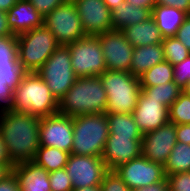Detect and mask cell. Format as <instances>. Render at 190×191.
I'll list each match as a JSON object with an SVG mask.
<instances>
[{
  "label": "cell",
  "instance_id": "7bdbcfd3",
  "mask_svg": "<svg viewBox=\"0 0 190 191\" xmlns=\"http://www.w3.org/2000/svg\"><path fill=\"white\" fill-rule=\"evenodd\" d=\"M133 191H169V185L167 179H165L164 181L151 184L149 186L133 189Z\"/></svg>",
  "mask_w": 190,
  "mask_h": 191
},
{
  "label": "cell",
  "instance_id": "74e56055",
  "mask_svg": "<svg viewBox=\"0 0 190 191\" xmlns=\"http://www.w3.org/2000/svg\"><path fill=\"white\" fill-rule=\"evenodd\" d=\"M175 36L190 52V15L184 19Z\"/></svg>",
  "mask_w": 190,
  "mask_h": 191
},
{
  "label": "cell",
  "instance_id": "8fae6325",
  "mask_svg": "<svg viewBox=\"0 0 190 191\" xmlns=\"http://www.w3.org/2000/svg\"><path fill=\"white\" fill-rule=\"evenodd\" d=\"M40 146L55 147L71 154L73 146V117L55 113L40 118Z\"/></svg>",
  "mask_w": 190,
  "mask_h": 191
},
{
  "label": "cell",
  "instance_id": "f35d334b",
  "mask_svg": "<svg viewBox=\"0 0 190 191\" xmlns=\"http://www.w3.org/2000/svg\"><path fill=\"white\" fill-rule=\"evenodd\" d=\"M156 6H169L190 15V0H156Z\"/></svg>",
  "mask_w": 190,
  "mask_h": 191
},
{
  "label": "cell",
  "instance_id": "f907efd6",
  "mask_svg": "<svg viewBox=\"0 0 190 191\" xmlns=\"http://www.w3.org/2000/svg\"><path fill=\"white\" fill-rule=\"evenodd\" d=\"M183 92L190 95V81L187 83V85L184 87Z\"/></svg>",
  "mask_w": 190,
  "mask_h": 191
},
{
  "label": "cell",
  "instance_id": "d4e9b609",
  "mask_svg": "<svg viewBox=\"0 0 190 191\" xmlns=\"http://www.w3.org/2000/svg\"><path fill=\"white\" fill-rule=\"evenodd\" d=\"M70 153L64 150L40 146L33 159L37 165L42 166L46 171L53 172L66 167Z\"/></svg>",
  "mask_w": 190,
  "mask_h": 191
},
{
  "label": "cell",
  "instance_id": "5b68a950",
  "mask_svg": "<svg viewBox=\"0 0 190 191\" xmlns=\"http://www.w3.org/2000/svg\"><path fill=\"white\" fill-rule=\"evenodd\" d=\"M107 94L106 113L134 112L141 93L140 79L126 71H104L100 76Z\"/></svg>",
  "mask_w": 190,
  "mask_h": 191
},
{
  "label": "cell",
  "instance_id": "e0dca14e",
  "mask_svg": "<svg viewBox=\"0 0 190 191\" xmlns=\"http://www.w3.org/2000/svg\"><path fill=\"white\" fill-rule=\"evenodd\" d=\"M132 115L143 134L156 130L169 122L168 107L159 100L145 97L142 93L139 95Z\"/></svg>",
  "mask_w": 190,
  "mask_h": 191
},
{
  "label": "cell",
  "instance_id": "3957f363",
  "mask_svg": "<svg viewBox=\"0 0 190 191\" xmlns=\"http://www.w3.org/2000/svg\"><path fill=\"white\" fill-rule=\"evenodd\" d=\"M11 110L42 118L58 113V101L36 72H25L14 89Z\"/></svg>",
  "mask_w": 190,
  "mask_h": 191
},
{
  "label": "cell",
  "instance_id": "1f68e13d",
  "mask_svg": "<svg viewBox=\"0 0 190 191\" xmlns=\"http://www.w3.org/2000/svg\"><path fill=\"white\" fill-rule=\"evenodd\" d=\"M162 45L164 59L172 66L182 62L190 54L188 49L176 38V36L164 37Z\"/></svg>",
  "mask_w": 190,
  "mask_h": 191
},
{
  "label": "cell",
  "instance_id": "4dcf8cb0",
  "mask_svg": "<svg viewBox=\"0 0 190 191\" xmlns=\"http://www.w3.org/2000/svg\"><path fill=\"white\" fill-rule=\"evenodd\" d=\"M169 122L175 125L190 124V95L182 92L168 108Z\"/></svg>",
  "mask_w": 190,
  "mask_h": 191
},
{
  "label": "cell",
  "instance_id": "484cf974",
  "mask_svg": "<svg viewBox=\"0 0 190 191\" xmlns=\"http://www.w3.org/2000/svg\"><path fill=\"white\" fill-rule=\"evenodd\" d=\"M164 171L166 176L190 172V144L177 141L164 164Z\"/></svg>",
  "mask_w": 190,
  "mask_h": 191
},
{
  "label": "cell",
  "instance_id": "5bb4252c",
  "mask_svg": "<svg viewBox=\"0 0 190 191\" xmlns=\"http://www.w3.org/2000/svg\"><path fill=\"white\" fill-rule=\"evenodd\" d=\"M142 137L109 134L101 156L107 170H114L121 164L141 156Z\"/></svg>",
  "mask_w": 190,
  "mask_h": 191
},
{
  "label": "cell",
  "instance_id": "8d00e7d4",
  "mask_svg": "<svg viewBox=\"0 0 190 191\" xmlns=\"http://www.w3.org/2000/svg\"><path fill=\"white\" fill-rule=\"evenodd\" d=\"M43 16V18L52 12L56 7L65 3L67 0H27Z\"/></svg>",
  "mask_w": 190,
  "mask_h": 191
},
{
  "label": "cell",
  "instance_id": "bcb514c9",
  "mask_svg": "<svg viewBox=\"0 0 190 191\" xmlns=\"http://www.w3.org/2000/svg\"><path fill=\"white\" fill-rule=\"evenodd\" d=\"M13 167L10 164H0V181L12 173Z\"/></svg>",
  "mask_w": 190,
  "mask_h": 191
},
{
  "label": "cell",
  "instance_id": "c3c4849f",
  "mask_svg": "<svg viewBox=\"0 0 190 191\" xmlns=\"http://www.w3.org/2000/svg\"><path fill=\"white\" fill-rule=\"evenodd\" d=\"M107 7L112 11L122 5L126 0H103Z\"/></svg>",
  "mask_w": 190,
  "mask_h": 191
},
{
  "label": "cell",
  "instance_id": "f1b7e54d",
  "mask_svg": "<svg viewBox=\"0 0 190 191\" xmlns=\"http://www.w3.org/2000/svg\"><path fill=\"white\" fill-rule=\"evenodd\" d=\"M183 90L174 82H167L153 87H141V93L150 99L159 100L164 106L170 107Z\"/></svg>",
  "mask_w": 190,
  "mask_h": 191
},
{
  "label": "cell",
  "instance_id": "ffe728a7",
  "mask_svg": "<svg viewBox=\"0 0 190 191\" xmlns=\"http://www.w3.org/2000/svg\"><path fill=\"white\" fill-rule=\"evenodd\" d=\"M121 32L134 48L160 44L164 38L152 16L145 21L125 27Z\"/></svg>",
  "mask_w": 190,
  "mask_h": 191
},
{
  "label": "cell",
  "instance_id": "8992f818",
  "mask_svg": "<svg viewBox=\"0 0 190 191\" xmlns=\"http://www.w3.org/2000/svg\"><path fill=\"white\" fill-rule=\"evenodd\" d=\"M17 58L25 72H37L60 46L44 25L16 36Z\"/></svg>",
  "mask_w": 190,
  "mask_h": 191
},
{
  "label": "cell",
  "instance_id": "9c48e42d",
  "mask_svg": "<svg viewBox=\"0 0 190 191\" xmlns=\"http://www.w3.org/2000/svg\"><path fill=\"white\" fill-rule=\"evenodd\" d=\"M43 25L60 45L66 46L86 36L73 0H67L47 14Z\"/></svg>",
  "mask_w": 190,
  "mask_h": 191
},
{
  "label": "cell",
  "instance_id": "7dc6e473",
  "mask_svg": "<svg viewBox=\"0 0 190 191\" xmlns=\"http://www.w3.org/2000/svg\"><path fill=\"white\" fill-rule=\"evenodd\" d=\"M18 0H0V10L8 11Z\"/></svg>",
  "mask_w": 190,
  "mask_h": 191
},
{
  "label": "cell",
  "instance_id": "2e32d148",
  "mask_svg": "<svg viewBox=\"0 0 190 191\" xmlns=\"http://www.w3.org/2000/svg\"><path fill=\"white\" fill-rule=\"evenodd\" d=\"M176 143V125L168 122L143 134L142 155L149 161L164 165Z\"/></svg>",
  "mask_w": 190,
  "mask_h": 191
},
{
  "label": "cell",
  "instance_id": "d6a6232c",
  "mask_svg": "<svg viewBox=\"0 0 190 191\" xmlns=\"http://www.w3.org/2000/svg\"><path fill=\"white\" fill-rule=\"evenodd\" d=\"M51 191H72L73 184L66 169H60L49 173Z\"/></svg>",
  "mask_w": 190,
  "mask_h": 191
},
{
  "label": "cell",
  "instance_id": "836d02e7",
  "mask_svg": "<svg viewBox=\"0 0 190 191\" xmlns=\"http://www.w3.org/2000/svg\"><path fill=\"white\" fill-rule=\"evenodd\" d=\"M101 191H133L123 180L117 175L114 170H108L103 176L100 184Z\"/></svg>",
  "mask_w": 190,
  "mask_h": 191
},
{
  "label": "cell",
  "instance_id": "7a4b0ae2",
  "mask_svg": "<svg viewBox=\"0 0 190 191\" xmlns=\"http://www.w3.org/2000/svg\"><path fill=\"white\" fill-rule=\"evenodd\" d=\"M107 94L99 76L77 77L75 83L58 101V113L75 117L106 113Z\"/></svg>",
  "mask_w": 190,
  "mask_h": 191
},
{
  "label": "cell",
  "instance_id": "f546056e",
  "mask_svg": "<svg viewBox=\"0 0 190 191\" xmlns=\"http://www.w3.org/2000/svg\"><path fill=\"white\" fill-rule=\"evenodd\" d=\"M24 73L0 74V112L10 111L15 87Z\"/></svg>",
  "mask_w": 190,
  "mask_h": 191
},
{
  "label": "cell",
  "instance_id": "7402d4cb",
  "mask_svg": "<svg viewBox=\"0 0 190 191\" xmlns=\"http://www.w3.org/2000/svg\"><path fill=\"white\" fill-rule=\"evenodd\" d=\"M187 16L184 11L169 6H156L152 10V17L163 37L175 36Z\"/></svg>",
  "mask_w": 190,
  "mask_h": 191
},
{
  "label": "cell",
  "instance_id": "d6986e66",
  "mask_svg": "<svg viewBox=\"0 0 190 191\" xmlns=\"http://www.w3.org/2000/svg\"><path fill=\"white\" fill-rule=\"evenodd\" d=\"M12 172L21 191H51L49 172L33 161L15 164Z\"/></svg>",
  "mask_w": 190,
  "mask_h": 191
},
{
  "label": "cell",
  "instance_id": "f6af8a7d",
  "mask_svg": "<svg viewBox=\"0 0 190 191\" xmlns=\"http://www.w3.org/2000/svg\"><path fill=\"white\" fill-rule=\"evenodd\" d=\"M126 2L138 8H147L151 12L156 7V0H126Z\"/></svg>",
  "mask_w": 190,
  "mask_h": 191
},
{
  "label": "cell",
  "instance_id": "cb8c5ba5",
  "mask_svg": "<svg viewBox=\"0 0 190 191\" xmlns=\"http://www.w3.org/2000/svg\"><path fill=\"white\" fill-rule=\"evenodd\" d=\"M25 73L17 58L16 36L0 37V74Z\"/></svg>",
  "mask_w": 190,
  "mask_h": 191
},
{
  "label": "cell",
  "instance_id": "ba28073f",
  "mask_svg": "<svg viewBox=\"0 0 190 191\" xmlns=\"http://www.w3.org/2000/svg\"><path fill=\"white\" fill-rule=\"evenodd\" d=\"M77 77L100 76L106 71L103 51L97 36H85L66 45Z\"/></svg>",
  "mask_w": 190,
  "mask_h": 191
},
{
  "label": "cell",
  "instance_id": "ab89813d",
  "mask_svg": "<svg viewBox=\"0 0 190 191\" xmlns=\"http://www.w3.org/2000/svg\"><path fill=\"white\" fill-rule=\"evenodd\" d=\"M0 191H21L18 180L13 172L0 181Z\"/></svg>",
  "mask_w": 190,
  "mask_h": 191
},
{
  "label": "cell",
  "instance_id": "6da1fadb",
  "mask_svg": "<svg viewBox=\"0 0 190 191\" xmlns=\"http://www.w3.org/2000/svg\"><path fill=\"white\" fill-rule=\"evenodd\" d=\"M39 121L27 113L0 112V134L14 164L33 161L40 147Z\"/></svg>",
  "mask_w": 190,
  "mask_h": 191
},
{
  "label": "cell",
  "instance_id": "60d3db41",
  "mask_svg": "<svg viewBox=\"0 0 190 191\" xmlns=\"http://www.w3.org/2000/svg\"><path fill=\"white\" fill-rule=\"evenodd\" d=\"M176 138L178 142L190 144V124L176 125Z\"/></svg>",
  "mask_w": 190,
  "mask_h": 191
},
{
  "label": "cell",
  "instance_id": "ac0fdd59",
  "mask_svg": "<svg viewBox=\"0 0 190 191\" xmlns=\"http://www.w3.org/2000/svg\"><path fill=\"white\" fill-rule=\"evenodd\" d=\"M8 26L14 35H19L43 26V16L27 0H18L7 12Z\"/></svg>",
  "mask_w": 190,
  "mask_h": 191
},
{
  "label": "cell",
  "instance_id": "603a6c76",
  "mask_svg": "<svg viewBox=\"0 0 190 191\" xmlns=\"http://www.w3.org/2000/svg\"><path fill=\"white\" fill-rule=\"evenodd\" d=\"M151 16L152 12L149 9L138 8L125 1L111 11L112 29L121 31L125 27L145 21Z\"/></svg>",
  "mask_w": 190,
  "mask_h": 191
},
{
  "label": "cell",
  "instance_id": "4316f807",
  "mask_svg": "<svg viewBox=\"0 0 190 191\" xmlns=\"http://www.w3.org/2000/svg\"><path fill=\"white\" fill-rule=\"evenodd\" d=\"M108 118L109 134L117 136H143L130 113H106Z\"/></svg>",
  "mask_w": 190,
  "mask_h": 191
},
{
  "label": "cell",
  "instance_id": "d590c367",
  "mask_svg": "<svg viewBox=\"0 0 190 191\" xmlns=\"http://www.w3.org/2000/svg\"><path fill=\"white\" fill-rule=\"evenodd\" d=\"M169 191H190V172L166 176Z\"/></svg>",
  "mask_w": 190,
  "mask_h": 191
},
{
  "label": "cell",
  "instance_id": "44dd1931",
  "mask_svg": "<svg viewBox=\"0 0 190 191\" xmlns=\"http://www.w3.org/2000/svg\"><path fill=\"white\" fill-rule=\"evenodd\" d=\"M164 60L162 43L136 47L132 52L130 73L139 78L147 70Z\"/></svg>",
  "mask_w": 190,
  "mask_h": 191
},
{
  "label": "cell",
  "instance_id": "e575fe53",
  "mask_svg": "<svg viewBox=\"0 0 190 191\" xmlns=\"http://www.w3.org/2000/svg\"><path fill=\"white\" fill-rule=\"evenodd\" d=\"M174 82L183 90L190 81V54L182 62L173 65Z\"/></svg>",
  "mask_w": 190,
  "mask_h": 191
},
{
  "label": "cell",
  "instance_id": "277c9868",
  "mask_svg": "<svg viewBox=\"0 0 190 191\" xmlns=\"http://www.w3.org/2000/svg\"><path fill=\"white\" fill-rule=\"evenodd\" d=\"M108 136L106 113L75 116L71 154L101 157Z\"/></svg>",
  "mask_w": 190,
  "mask_h": 191
},
{
  "label": "cell",
  "instance_id": "30bf717a",
  "mask_svg": "<svg viewBox=\"0 0 190 191\" xmlns=\"http://www.w3.org/2000/svg\"><path fill=\"white\" fill-rule=\"evenodd\" d=\"M114 171L130 189L149 186L166 179L164 165L149 161L143 155L121 164Z\"/></svg>",
  "mask_w": 190,
  "mask_h": 191
},
{
  "label": "cell",
  "instance_id": "52a82bcc",
  "mask_svg": "<svg viewBox=\"0 0 190 191\" xmlns=\"http://www.w3.org/2000/svg\"><path fill=\"white\" fill-rule=\"evenodd\" d=\"M36 73L47 84L57 101L77 79L72 69L70 51L64 45H60Z\"/></svg>",
  "mask_w": 190,
  "mask_h": 191
},
{
  "label": "cell",
  "instance_id": "681fc988",
  "mask_svg": "<svg viewBox=\"0 0 190 191\" xmlns=\"http://www.w3.org/2000/svg\"><path fill=\"white\" fill-rule=\"evenodd\" d=\"M72 191H101V187L100 186L82 187L78 189H73Z\"/></svg>",
  "mask_w": 190,
  "mask_h": 191
},
{
  "label": "cell",
  "instance_id": "7c38bea8",
  "mask_svg": "<svg viewBox=\"0 0 190 191\" xmlns=\"http://www.w3.org/2000/svg\"><path fill=\"white\" fill-rule=\"evenodd\" d=\"M73 189L100 186L108 171L101 157L70 154L66 167Z\"/></svg>",
  "mask_w": 190,
  "mask_h": 191
},
{
  "label": "cell",
  "instance_id": "4fadbf2b",
  "mask_svg": "<svg viewBox=\"0 0 190 191\" xmlns=\"http://www.w3.org/2000/svg\"><path fill=\"white\" fill-rule=\"evenodd\" d=\"M104 55L105 66L110 71L130 72L134 47L119 30H109L97 36Z\"/></svg>",
  "mask_w": 190,
  "mask_h": 191
},
{
  "label": "cell",
  "instance_id": "ee69618b",
  "mask_svg": "<svg viewBox=\"0 0 190 191\" xmlns=\"http://www.w3.org/2000/svg\"><path fill=\"white\" fill-rule=\"evenodd\" d=\"M0 164H10L12 167L15 164L11 161L6 144L4 143L0 134Z\"/></svg>",
  "mask_w": 190,
  "mask_h": 191
},
{
  "label": "cell",
  "instance_id": "83f0119b",
  "mask_svg": "<svg viewBox=\"0 0 190 191\" xmlns=\"http://www.w3.org/2000/svg\"><path fill=\"white\" fill-rule=\"evenodd\" d=\"M141 87H153L174 81V69L168 61L153 66L140 77Z\"/></svg>",
  "mask_w": 190,
  "mask_h": 191
},
{
  "label": "cell",
  "instance_id": "b9f144b4",
  "mask_svg": "<svg viewBox=\"0 0 190 191\" xmlns=\"http://www.w3.org/2000/svg\"><path fill=\"white\" fill-rule=\"evenodd\" d=\"M16 36L8 26L6 11L0 10V37Z\"/></svg>",
  "mask_w": 190,
  "mask_h": 191
},
{
  "label": "cell",
  "instance_id": "9a60e30c",
  "mask_svg": "<svg viewBox=\"0 0 190 191\" xmlns=\"http://www.w3.org/2000/svg\"><path fill=\"white\" fill-rule=\"evenodd\" d=\"M86 36L112 30L111 10L103 0H73Z\"/></svg>",
  "mask_w": 190,
  "mask_h": 191
}]
</instances>
